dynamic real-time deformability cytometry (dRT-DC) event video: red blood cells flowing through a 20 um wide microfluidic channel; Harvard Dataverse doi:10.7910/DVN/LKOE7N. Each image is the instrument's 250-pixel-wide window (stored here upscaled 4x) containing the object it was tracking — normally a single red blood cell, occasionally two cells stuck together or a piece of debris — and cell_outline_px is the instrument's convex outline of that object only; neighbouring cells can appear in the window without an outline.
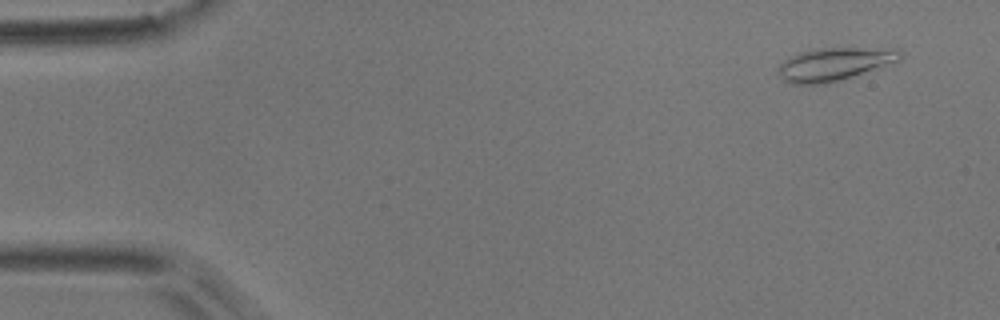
{"species": "common noctule bat (a hibernating species)", "species_latin": "Nyctalus noctula", "temperature_condition": "room temperature", "stored_images_in_passage": 52, "camera_frame_rate_fps": 3000, "um_per_image_px": 0.085, "animal": {"sex": "male", "body_mass_g": 17.9}, "frame": {"image": 1, "passage_image": 2, "time_ms": 0.333, "image_size_px": [1000, 320], "cell_outline_px": [[904, 52], [900, 60], [840, 80], [824, 84], [792, 84], [784, 80], [780, 76], [776, 68], [784, 60], [800, 52], [820, 48], [896, 48]], "centroid_in_image_um": [70.92, 5.44], "position_along_channel_um": 14.1, "area_um2": 23.29}}
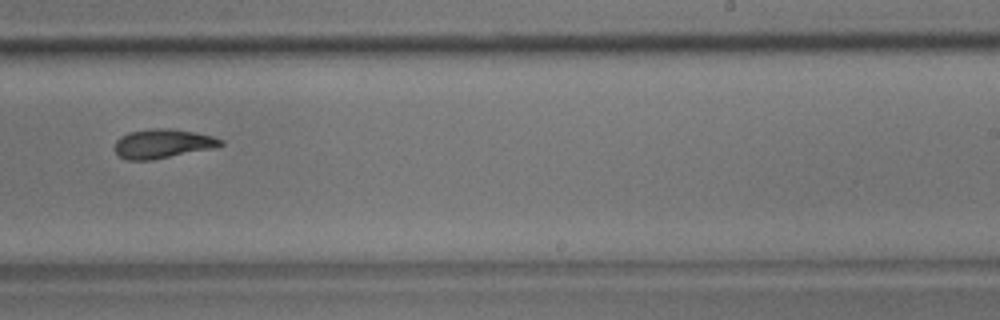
{"frame": {"image": 2, "passage_image": 32, "time_ms": 10.333, "image_size_px": [1000, 320], "cell_outline_px": [[224, 144], [212, 148], [152, 160], [128, 160], [120, 156], [116, 152], [116, 140], [120, 136], [128, 132], [152, 128], [168, 128], [192, 132], [212, 136], [224, 140]], "centroid_in_image_um": [13.81, 12.2], "position_along_channel_um": 275.2, "area_um2": 17.8}}
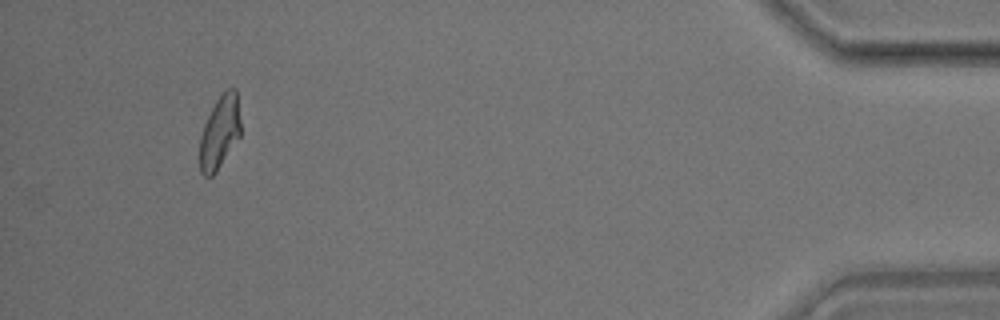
{"frame": {"image": 3, "passage_image": 49, "time_ms": 16.0, "image_size_px": [1000, 320], "cell_outline_px": [[240, 136], [216, 172], [212, 176], [204, 176], [200, 172], [200, 136], [204, 124], [216, 100], [228, 88], [236, 88], [240, 120]], "centroid_in_image_um": [18.67, 11.25], "position_along_channel_um": 416.5, "area_um2": 17.22}, "authors_computed_cell_mechanics": {"area_um2": 18.2648, "velocity_mm_per_s": 3.6935, "shape_relaxation_time_tau1_ms": 5.4005, "shape_relaxation_time_tau2_ms": 5.1641, "deformation_change_tau1": 0.1672, "deformation_change_tau2": 0.0805}}